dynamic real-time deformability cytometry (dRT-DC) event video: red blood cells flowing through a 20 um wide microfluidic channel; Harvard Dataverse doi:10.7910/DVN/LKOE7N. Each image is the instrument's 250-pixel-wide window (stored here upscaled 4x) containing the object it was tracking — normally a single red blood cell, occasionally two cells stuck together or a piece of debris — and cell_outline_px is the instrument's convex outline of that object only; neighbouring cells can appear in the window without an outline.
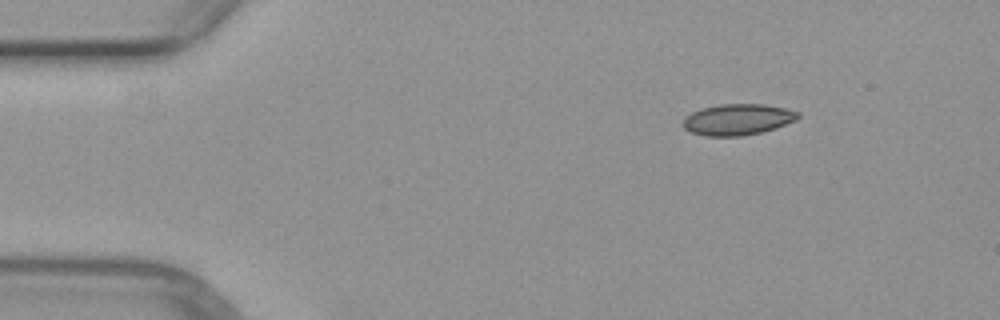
{"species": "common noctule bat (a hibernating species)", "species_latin": "Nyctalus noctula", "temperature_condition": "warm", "stored_images_in_passage": 3, "camera_frame_rate_fps": 3000, "um_per_image_px": 0.085, "animal": {"sex": "female", "body_mass_g": 29.2, "forearm_length_mm": 56.3}, "frame": {"image": 1, "passage_image": 1, "time_ms": 0.0, "image_size_px": [1000, 320], "cell_outline_px": [[800, 116], [796, 120], [776, 128], [760, 132], [740, 136], [704, 136], [692, 132], [684, 128], [684, 120], [692, 112], [704, 108], [720, 104], [764, 104], [788, 108], [800, 112]], "centroid_in_image_um": [62.76, 10.15], "position_along_channel_um": 22.2, "area_um2": 20.75}}